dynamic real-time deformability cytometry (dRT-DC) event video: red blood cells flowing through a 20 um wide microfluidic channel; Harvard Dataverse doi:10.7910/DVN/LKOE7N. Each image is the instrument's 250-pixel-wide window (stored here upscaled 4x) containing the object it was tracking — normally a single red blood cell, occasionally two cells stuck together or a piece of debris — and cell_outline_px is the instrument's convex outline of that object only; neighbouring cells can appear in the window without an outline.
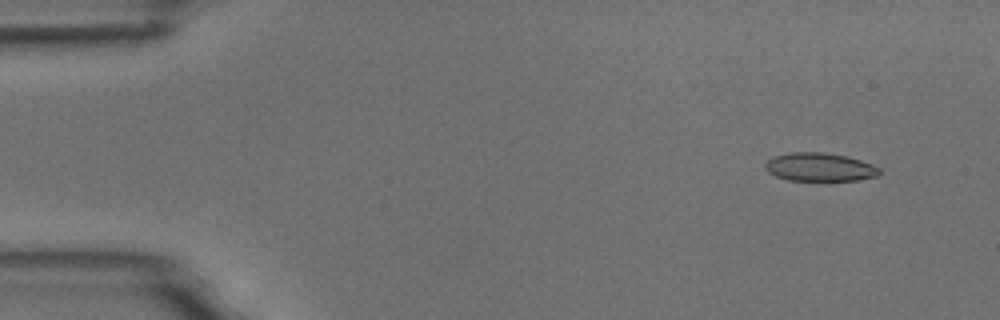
{"species": "common noctule bat (a hibernating species)", "species_latin": "Nyctalus noctula", "temperature_condition": "room temperature", "stored_images_in_passage": 5, "camera_frame_rate_fps": 3000, "um_per_image_px": 0.085, "animal": {"sex": "male", "body_mass_g": 18.8}, "frame": {"image": 1, "passage_image": 2, "time_ms": 1.0, "image_size_px": [1000, 320], "cell_outline_px": [[880, 176], [856, 180], [788, 180], [776, 176], [768, 172], [764, 168], [764, 164], [772, 156], [792, 152], [824, 152], [844, 156], [860, 160], [872, 164], [880, 168]], "centroid_in_image_um": [69.66, 14.2], "position_along_channel_um": 15.3, "area_um2": 18.9}}
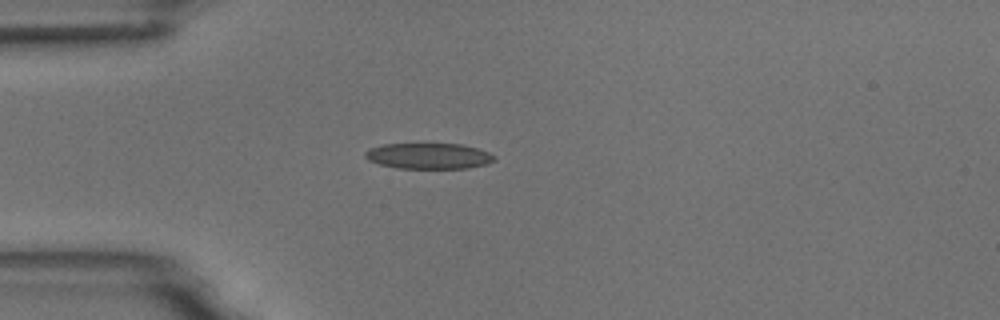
{"frame": {"image": 2, "passage_image": 5, "time_ms": 4.333, "image_size_px": [1000, 320], "cell_outline_px": [[496, 160], [484, 164], [468, 168], [396, 168], [380, 164], [368, 160], [364, 156], [364, 152], [368, 148], [384, 144], [460, 144], [476, 148], [488, 152], [496, 156]], "centroid_in_image_um": [36.41, 13.26], "position_along_channel_um": 48.6, "area_um2": 19.36}}